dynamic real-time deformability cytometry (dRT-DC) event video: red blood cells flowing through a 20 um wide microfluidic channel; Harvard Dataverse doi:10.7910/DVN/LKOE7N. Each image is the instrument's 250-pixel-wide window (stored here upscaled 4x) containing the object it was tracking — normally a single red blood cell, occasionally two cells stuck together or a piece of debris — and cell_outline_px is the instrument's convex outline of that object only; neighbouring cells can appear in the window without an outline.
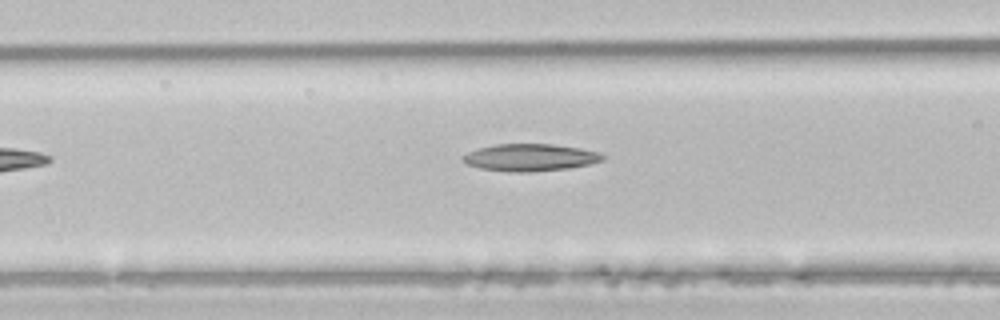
{"species": "common noctule bat (a hibernating species)", "species_latin": "Nyctalus noctula", "temperature_condition": "room temperature", "stored_images_in_passage": 9, "camera_frame_rate_fps": 3000, "um_per_image_px": 0.085, "animal": {"sex": "male", "body_mass_g": 21.5, "forearm_length_mm": 52.0}, "frame": {"image": 1, "passage_image": 7, "time_ms": 2.0, "image_size_px": [1000, 320], "cell_outline_px": [[604, 160], [588, 164], [568, 168], [532, 172], [508, 172], [480, 168], [468, 164], [460, 156], [476, 148], [496, 144], [552, 144], [580, 148], [600, 152], [604, 156]], "centroid_in_image_um": [45.05, 13.38], "position_along_channel_um": 121.6, "area_um2": 22.2}}